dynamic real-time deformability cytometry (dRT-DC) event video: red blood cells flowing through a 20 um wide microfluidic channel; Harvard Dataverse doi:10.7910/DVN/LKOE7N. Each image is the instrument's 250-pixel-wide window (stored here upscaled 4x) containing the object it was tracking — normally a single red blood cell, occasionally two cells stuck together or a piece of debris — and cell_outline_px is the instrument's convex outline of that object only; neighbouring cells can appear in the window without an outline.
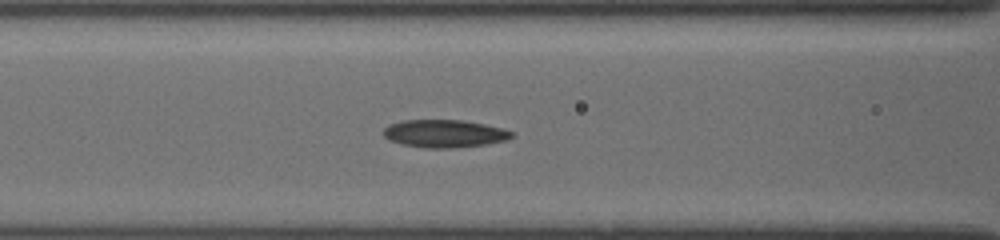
{"species": "common noctule bat (a hibernating species)", "species_latin": "Nyctalus noctula", "temperature_condition": "cold", "stored_images_in_passage": 44, "camera_frame_rate_fps": 3000, "um_per_image_px": 0.085, "animal": {"sex": "female", "body_mass_g": 19.5, "forearm_length_mm": 54.1}, "frame": {"image": 1, "passage_image": 3, "time_ms": 0.333, "image_size_px": [1000, 240], "cell_outline_px": [[512, 136], [504, 140], [484, 144], [456, 148], [424, 148], [400, 144], [388, 140], [384, 136], [384, 128], [388, 124], [404, 120], [464, 120], [484, 124], [500, 128], [512, 132]], "centroid_in_image_um": [37.7, 11.35], "position_along_channel_um": 128.9, "area_um2": 20.63}}
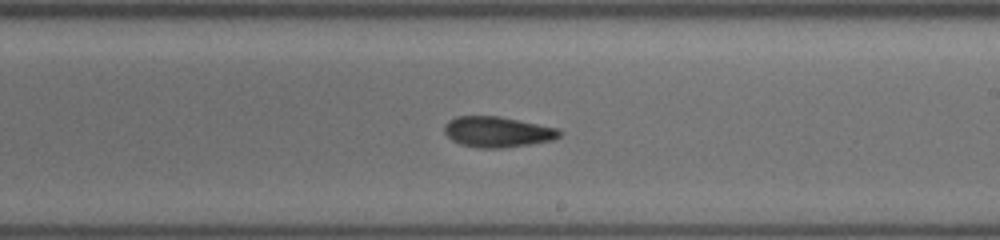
{"frame": {"image": 2, "passage_image": 16, "time_ms": 3.333, "image_size_px": [1000, 240], "cell_outline_px": [[560, 136], [552, 140], [528, 144], [500, 148], [476, 148], [460, 144], [452, 140], [444, 132], [444, 124], [448, 120], [456, 116], [500, 116], [556, 128], [560, 132]], "centroid_in_image_um": [42.21, 11.2], "position_along_channel_um": 246.8, "area_um2": 20.4}}
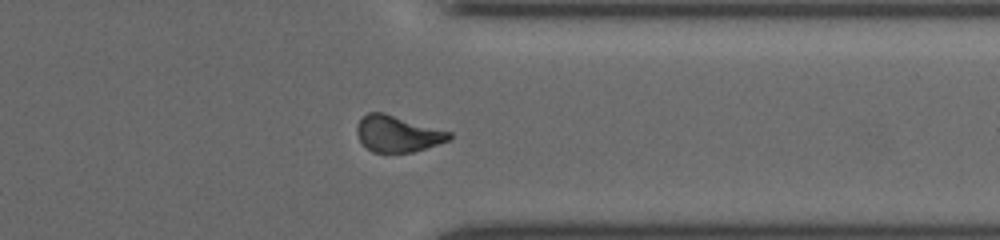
{"frame": {"image": 3, "passage_image": 30, "time_ms": 6.667, "image_size_px": [1000, 240], "cell_outline_px": [[452, 136], [448, 140], [412, 152], [372, 152], [360, 140], [356, 132], [356, 128], [360, 120], [368, 112], [384, 112], [452, 132]], "centroid_in_image_um": [33.79, 11.35], "position_along_channel_um": 377.6, "area_um2": 19.31}}